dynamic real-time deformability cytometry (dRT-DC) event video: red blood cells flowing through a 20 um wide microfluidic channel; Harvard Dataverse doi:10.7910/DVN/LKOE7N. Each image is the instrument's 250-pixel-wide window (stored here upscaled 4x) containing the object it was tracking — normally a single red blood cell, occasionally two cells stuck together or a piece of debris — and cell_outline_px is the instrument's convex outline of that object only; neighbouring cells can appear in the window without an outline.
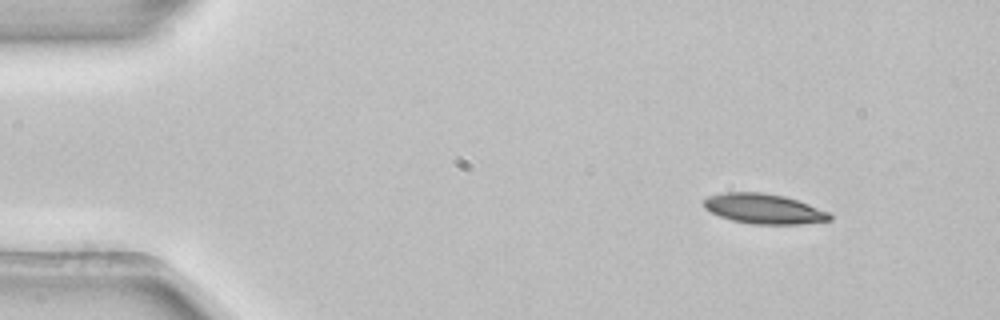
{"species": "common noctule bat (a hibernating species)", "species_latin": "Nyctalus noctula", "temperature_condition": "room temperature", "stored_images_in_passage": 53, "camera_frame_rate_fps": 3000, "um_per_image_px": 0.085, "animal": {"sex": "female", "body_mass_g": 22.7, "forearm_length_mm": 54.2}, "frame": {"image": 1, "passage_image": 6, "time_ms": 1.667, "image_size_px": [1000, 320], "cell_outline_px": [[832, 220], [800, 224], [752, 224], [732, 220], [708, 212], [704, 208], [704, 200], [708, 196], [724, 192], [764, 192], [784, 196], [808, 204], [828, 212], [832, 216]], "centroid_in_image_um": [64.9, 17.74], "position_along_channel_um": 20.1, "area_um2": 22.02}}
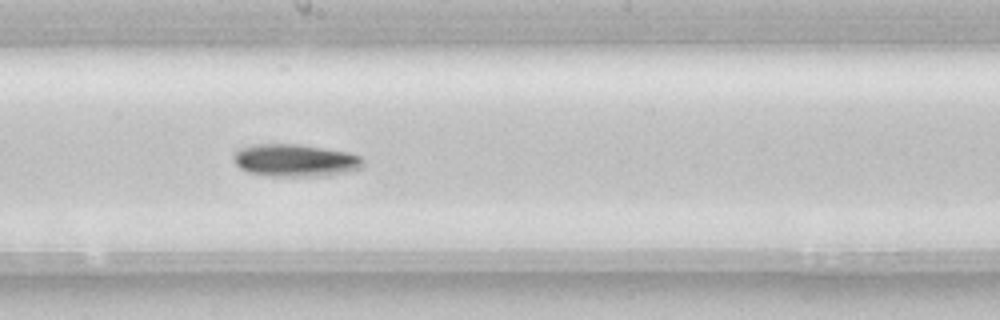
{"frame": {"image": 2, "passage_image": 29, "time_ms": 9.333, "image_size_px": [1000, 320], "cell_outline_px": [[364, 164], [360, 168], [348, 172], [328, 176], [264, 176], [248, 172], [240, 168], [232, 160], [232, 156], [240, 148], [256, 144], [296, 144], [348, 152], [360, 156], [364, 160]], "centroid_in_image_um": [25.09, 13.65], "position_along_channel_um": 223.1, "area_um2": 24.68}}
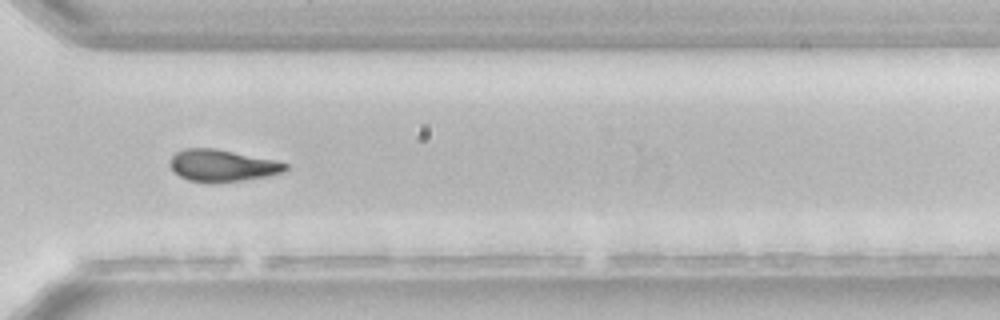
{"frame": {"image": 3, "passage_image": 39, "time_ms": 12.667, "image_size_px": [1000, 320], "cell_outline_px": [[288, 168], [284, 172], [268, 176], [240, 180], [188, 180], [180, 176], [172, 168], [172, 156], [176, 152], [184, 148], [212, 148], [272, 160], [288, 164]], "centroid_in_image_um": [18.91, 14.04], "position_along_channel_um": 351.7, "area_um2": 20.35}, "authors_computed_cell_mechanics": {"area_um2": 21.964, "velocity_mm_per_s": 3.8674, "shape_relaxation_time_tau1_ms": 3.1201, "shape_relaxation_time_tau2_ms": null, "deformation_change_tau1": 0.0967, "deformation_change_tau2": null}}